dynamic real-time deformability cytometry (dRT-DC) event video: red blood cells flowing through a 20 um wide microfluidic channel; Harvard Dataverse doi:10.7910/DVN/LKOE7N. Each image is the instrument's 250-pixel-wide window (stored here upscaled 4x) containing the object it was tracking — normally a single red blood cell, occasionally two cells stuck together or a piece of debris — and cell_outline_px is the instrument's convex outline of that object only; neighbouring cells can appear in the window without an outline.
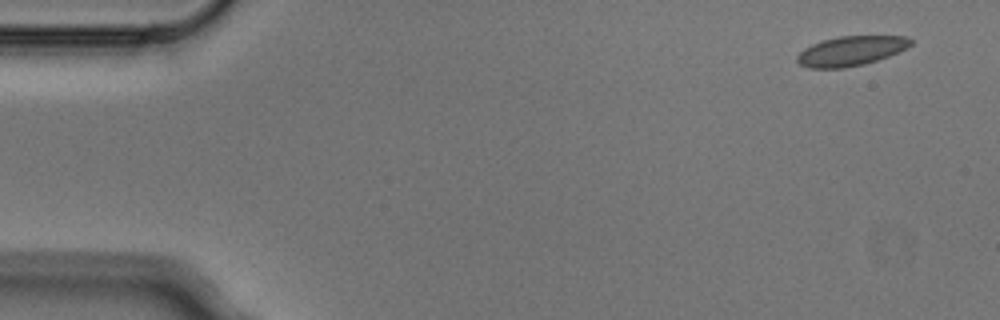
{"species": "Egyptian fruit bat (a non-hibernating species)", "species_latin": "Rousettus aegyptiacus", "temperature_condition": "cold", "stored_images_in_passage": 4, "camera_frame_rate_fps": 3000, "um_per_image_px": 0.085, "animal": {"sex": "male"}, "frame": {"image": 1, "passage_image": 1, "time_ms": 0.0, "image_size_px": [1000, 320], "cell_outline_px": [[912, 44], [900, 52], [864, 64], [844, 68], [808, 68], [800, 64], [796, 60], [796, 56], [804, 48], [812, 44], [824, 40], [840, 36], [908, 36], [912, 40]], "centroid_in_image_um": [72.33, 4.33], "position_along_channel_um": 12.7, "area_um2": 19.59}}
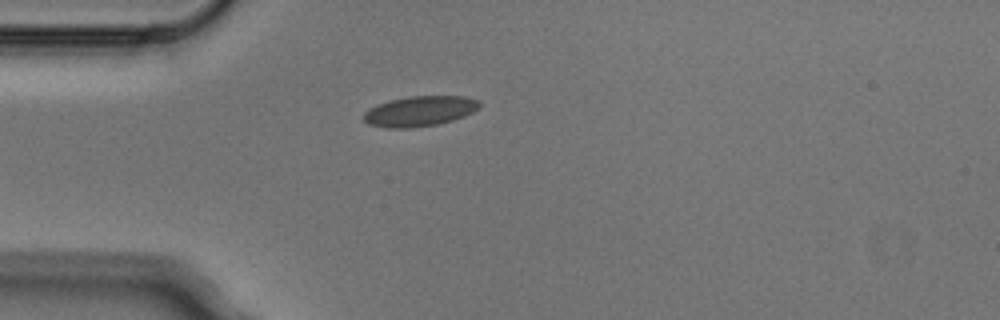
{"frame": {"image": 2, "passage_image": 4, "time_ms": 1.0, "image_size_px": [1000, 320], "cell_outline_px": [[480, 108], [464, 116], [452, 120], [436, 124], [408, 128], [384, 128], [368, 124], [364, 120], [364, 112], [368, 108], [376, 104], [408, 96], [464, 96], [480, 100]], "centroid_in_image_um": [35.66, 9.44], "position_along_channel_um": 49.3, "area_um2": 20.46}}